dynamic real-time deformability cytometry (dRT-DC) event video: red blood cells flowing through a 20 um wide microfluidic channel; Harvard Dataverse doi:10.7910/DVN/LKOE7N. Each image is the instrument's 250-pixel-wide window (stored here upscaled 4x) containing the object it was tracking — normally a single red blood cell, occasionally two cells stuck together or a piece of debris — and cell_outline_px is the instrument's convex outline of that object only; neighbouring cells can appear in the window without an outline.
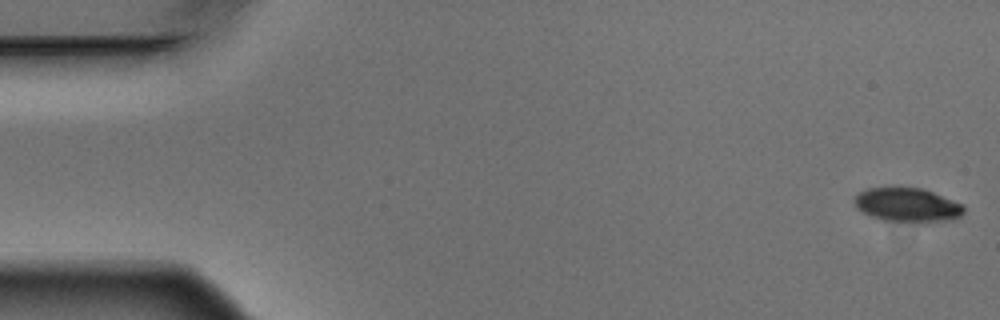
{"species": "Egyptian fruit bat (a non-hibernating species)", "species_latin": "Rousettus aegyptiacus", "temperature_condition": "warm", "stored_images_in_passage": 5, "camera_frame_rate_fps": 3000, "um_per_image_px": 0.085, "animal": {"sex": "male"}, "frame": {"image": 1, "passage_image": 1, "time_ms": 0.0, "image_size_px": [1000, 320], "cell_outline_px": [[964, 212], [956, 220], [924, 224], [920, 224], [884, 220], [872, 216], [856, 208], [852, 200], [860, 192], [868, 188], [892, 184], [900, 184], [924, 188], [964, 204]], "centroid_in_image_um": [77.16, 17.39], "position_along_channel_um": 7.8, "area_um2": 23.24}}
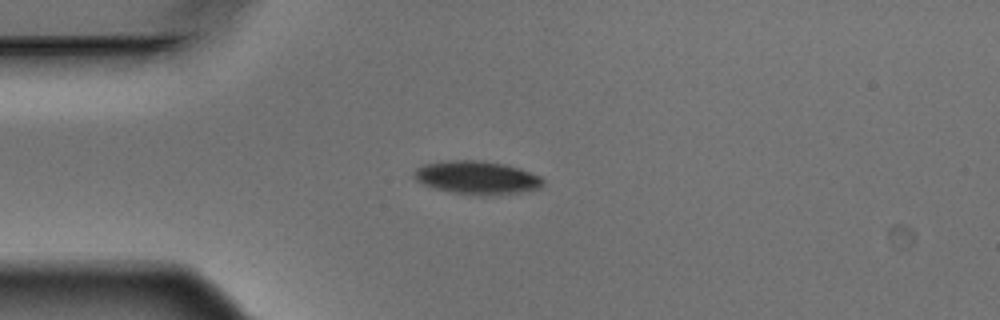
{"frame": {"image": 2, "passage_image": 4, "time_ms": 1.0, "image_size_px": [1000, 320], "cell_outline_px": [[544, 184], [540, 188], [528, 192], [488, 196], [480, 196], [452, 192], [436, 188], [424, 184], [416, 180], [412, 176], [412, 172], [416, 168], [424, 164], [444, 160], [480, 160], [504, 164], [520, 168], [540, 176], [544, 180]], "centroid_in_image_um": [40.57, 15.1], "position_along_channel_um": 44.4, "area_um2": 25.43}}